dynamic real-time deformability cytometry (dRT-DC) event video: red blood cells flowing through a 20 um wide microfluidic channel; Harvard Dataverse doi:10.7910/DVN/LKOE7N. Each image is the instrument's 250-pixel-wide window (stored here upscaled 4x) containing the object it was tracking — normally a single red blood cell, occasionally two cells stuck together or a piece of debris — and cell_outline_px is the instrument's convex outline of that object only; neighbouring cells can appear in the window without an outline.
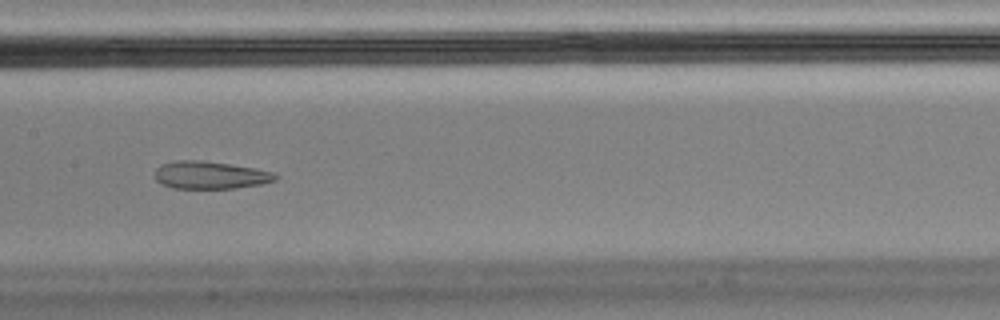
{"species": "Egyptian fruit bat (a non-hibernating species)", "species_latin": "Rousettus aegyptiacus", "temperature_condition": "cold", "stored_images_in_passage": 51, "camera_frame_rate_fps": 3000, "um_per_image_px": 0.085, "animal": {"sex": "male"}, "frame": {"image": 1, "passage_image": 22, "time_ms": 7.0, "image_size_px": [1000, 320], "cell_outline_px": [[280, 176], [276, 180], [260, 184], [236, 188], [172, 188], [160, 184], [156, 180], [156, 168], [160, 164], [176, 160], [200, 160], [256, 168], [272, 172]], "centroid_in_image_um": [17.86, 14.88], "position_along_channel_um": 189.5, "area_um2": 19.42}}
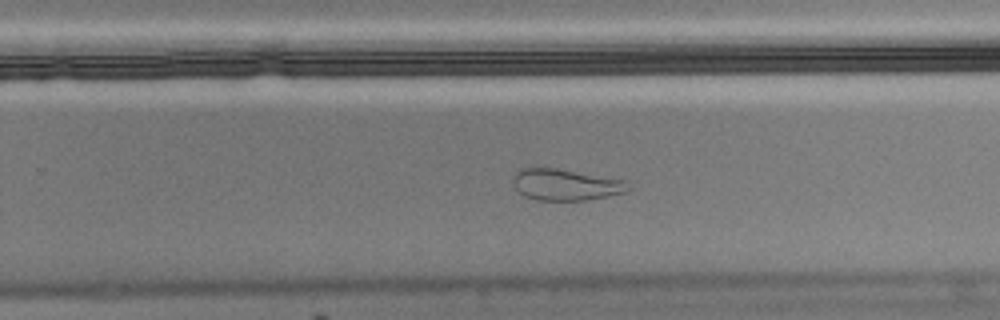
{"frame": {"image": 2, "passage_image": 30, "time_ms": 9.667, "image_size_px": [1000, 320], "cell_outline_px": [[632, 188], [628, 192], [608, 196], [584, 200], [536, 200], [524, 196], [512, 184], [512, 176], [520, 168], [532, 164], [556, 168], [624, 180]], "centroid_in_image_um": [48.01, 15.66], "position_along_channel_um": 281.8, "area_um2": 21.62}, "authors_computed_cell_mechanics": {"area_um2": 21.386, "velocity_mm_per_s": 3.4753, "shape_relaxation_time_tau1_ms": null, "shape_relaxation_time_tau2_ms": 1.6512, "deformation_change_tau1": null, "deformation_change_tau2": 0.0764}}